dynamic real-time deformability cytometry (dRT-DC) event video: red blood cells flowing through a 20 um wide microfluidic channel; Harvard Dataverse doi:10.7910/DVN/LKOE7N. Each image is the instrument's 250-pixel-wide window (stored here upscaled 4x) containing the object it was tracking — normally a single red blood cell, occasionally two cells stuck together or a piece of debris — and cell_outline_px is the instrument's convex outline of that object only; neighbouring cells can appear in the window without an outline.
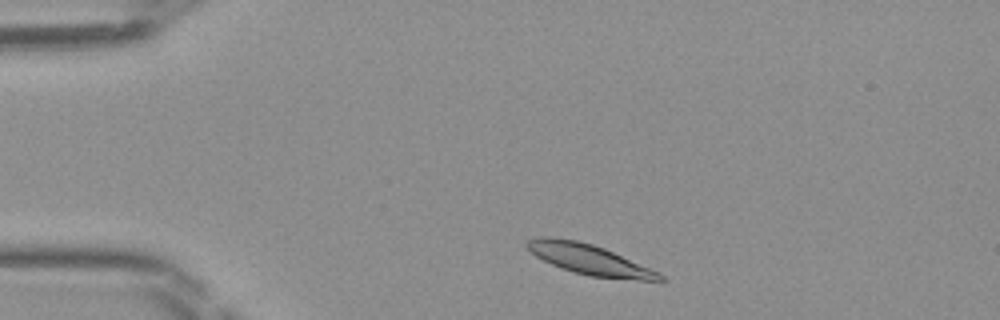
{"species": "Egyptian fruit bat (a non-hibernating species)", "species_latin": "Rousettus aegyptiacus", "temperature_condition": "room temperature", "stored_images_in_passage": 41, "camera_frame_rate_fps": 3000, "um_per_image_px": 0.085, "frame": {"image": 1, "passage_image": 3, "time_ms": 0.667, "image_size_px": [1000, 320], "cell_outline_px": [[668, 280], [640, 280], [588, 276], [572, 272], [552, 264], [536, 256], [524, 244], [524, 240], [540, 236], [552, 236], [576, 240], [592, 244], [604, 248], [660, 272]], "centroid_in_image_um": [50.07, 22.04], "position_along_channel_um": 34.9, "area_um2": 23.52}}
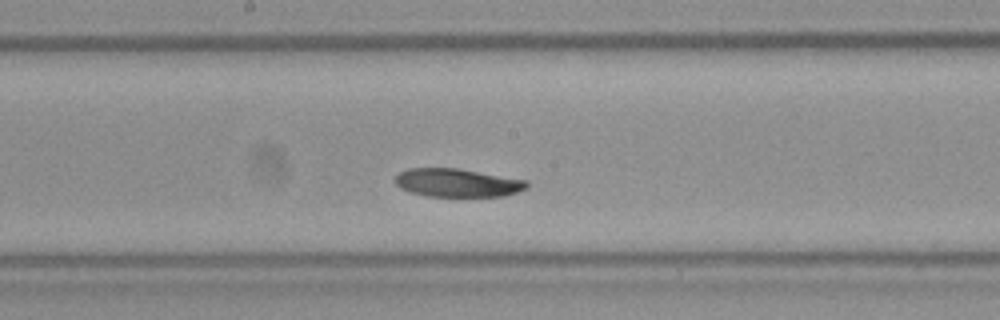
{"frame": {"image": 2, "passage_image": 19, "time_ms": 6.0, "image_size_px": [1000, 320], "cell_outline_px": [[528, 188], [504, 196], [428, 196], [412, 192], [400, 188], [396, 184], [396, 176], [400, 172], [408, 168], [456, 168], [528, 180]], "centroid_in_image_um": [38.9, 15.53], "position_along_channel_um": 209.3, "area_um2": 21.56}}
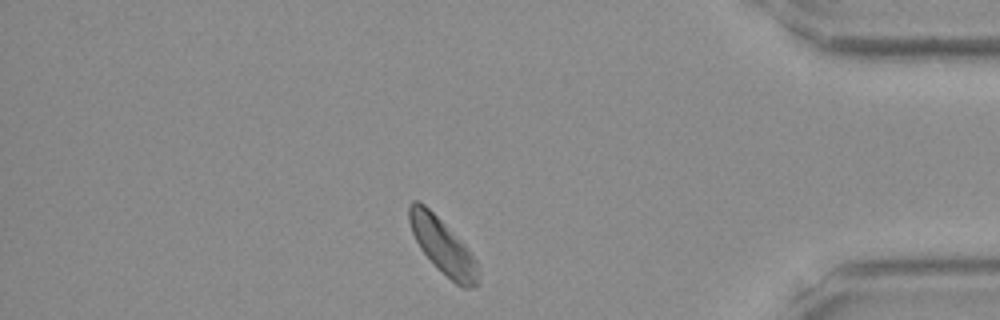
{"frame": {"image": 3, "passage_image": 35, "time_ms": 11.333, "image_size_px": [1000, 320], "cell_outline_px": [[480, 272], [476, 284], [472, 288], [464, 288], [456, 284], [420, 248], [412, 232], [408, 220], [408, 204], [412, 200], [416, 200], [424, 204], [464, 244], [476, 260]], "centroid_in_image_um": [37.62, 20.9], "position_along_channel_um": 397.6, "area_um2": 21.5}}